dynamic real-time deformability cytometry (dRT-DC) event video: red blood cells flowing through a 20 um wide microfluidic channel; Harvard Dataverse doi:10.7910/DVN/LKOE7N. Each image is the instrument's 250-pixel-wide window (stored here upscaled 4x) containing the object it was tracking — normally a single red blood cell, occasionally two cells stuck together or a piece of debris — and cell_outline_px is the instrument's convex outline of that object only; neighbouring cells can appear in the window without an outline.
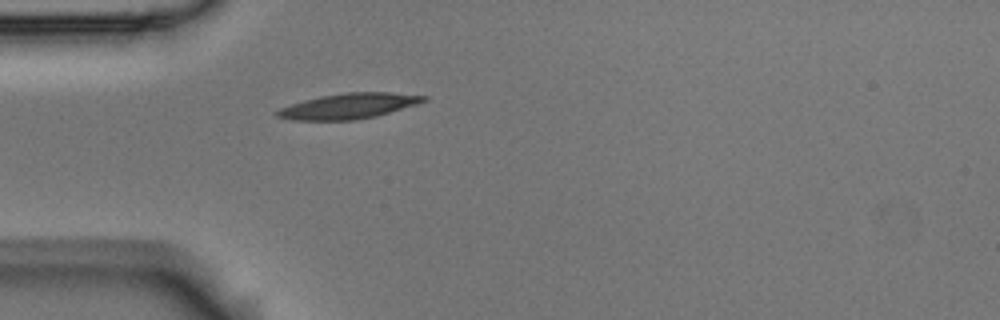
{"species": "Egyptian fruit bat (a non-hibernating species)", "species_latin": "Rousettus aegyptiacus", "temperature_condition": "room temperature", "stored_images_in_passage": 5, "camera_frame_rate_fps": 3000, "um_per_image_px": 0.085, "animal": {"sex": "male"}, "frame": {"image": 1, "passage_image": 5, "time_ms": 1.333, "image_size_px": [1000, 320], "cell_outline_px": [[428, 100], [416, 104], [376, 116], [352, 120], [292, 120], [276, 116], [272, 112], [280, 108], [304, 100], [320, 96], [348, 92], [388, 92], [428, 96]], "centroid_in_image_um": [29.61, 9.01], "position_along_channel_um": 55.4, "area_um2": 21.56}}